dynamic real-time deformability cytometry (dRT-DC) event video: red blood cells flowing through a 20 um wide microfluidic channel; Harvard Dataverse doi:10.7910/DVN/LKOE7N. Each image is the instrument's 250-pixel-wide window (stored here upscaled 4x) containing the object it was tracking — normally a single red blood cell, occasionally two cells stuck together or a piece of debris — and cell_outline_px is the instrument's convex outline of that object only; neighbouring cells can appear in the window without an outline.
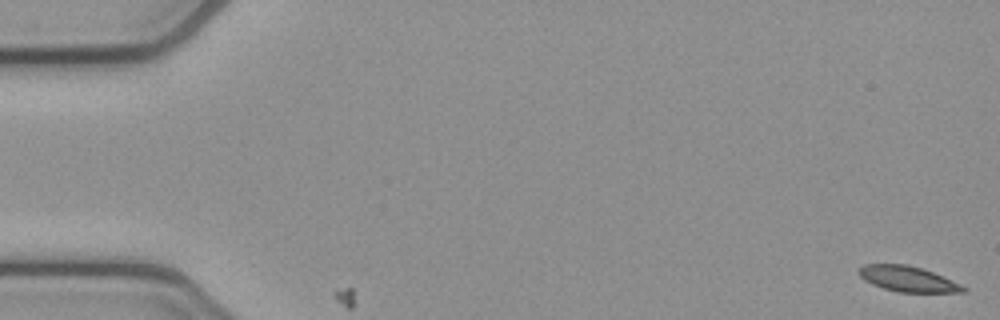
{"species": "common noctule bat (a hibernating species)", "species_latin": "Nyctalus noctula", "temperature_condition": "cold", "stored_images_in_passage": 2, "camera_frame_rate_fps": 3000, "um_per_image_px": 0.085, "animal": {"sex": "female", "body_mass_g": 21.9}, "frame": {"image": 1, "passage_image": 1, "time_ms": 0.0, "image_size_px": [1000, 320], "cell_outline_px": [[968, 288], [964, 292], [896, 292], [872, 284], [864, 280], [856, 272], [864, 264], [908, 264], [932, 272], [960, 284]], "centroid_in_image_um": [77.13, 23.71], "position_along_channel_um": 7.9, "area_um2": 15.37}}